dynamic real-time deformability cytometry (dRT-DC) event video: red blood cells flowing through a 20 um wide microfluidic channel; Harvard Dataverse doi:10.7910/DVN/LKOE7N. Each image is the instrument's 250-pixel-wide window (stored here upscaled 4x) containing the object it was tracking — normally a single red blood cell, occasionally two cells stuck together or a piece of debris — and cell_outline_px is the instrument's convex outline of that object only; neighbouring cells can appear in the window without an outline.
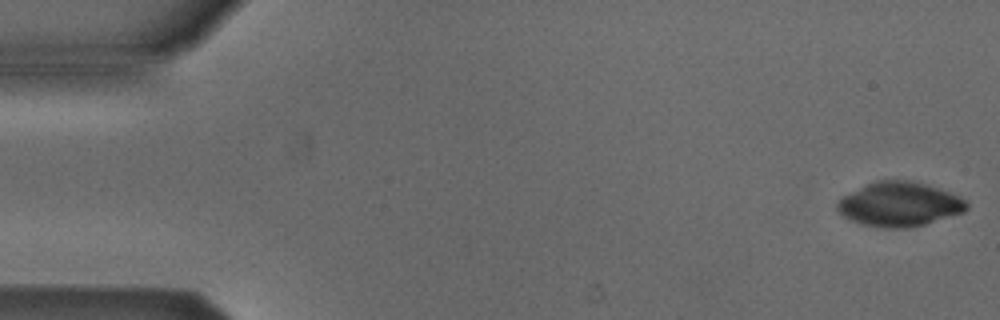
{"species": "Egyptian fruit bat (a non-hibernating species)", "species_latin": "Rousettus aegyptiacus", "temperature_condition": "cold", "stored_images_in_passage": 7, "camera_frame_rate_fps": 3000, "um_per_image_px": 0.085, "animal": {"sex": "male"}, "frame": {"image": 1, "passage_image": 1, "time_ms": 0.0, "image_size_px": [1000, 320], "cell_outline_px": [[968, 208], [964, 212], [924, 224], [908, 228], [884, 228], [864, 224], [852, 220], [844, 216], [836, 208], [836, 204], [844, 196], [876, 180], [912, 180], [940, 188], [960, 196], [968, 200]], "centroid_in_image_um": [76.51, 17.35], "position_along_channel_um": 8.5, "area_um2": 33.23}}